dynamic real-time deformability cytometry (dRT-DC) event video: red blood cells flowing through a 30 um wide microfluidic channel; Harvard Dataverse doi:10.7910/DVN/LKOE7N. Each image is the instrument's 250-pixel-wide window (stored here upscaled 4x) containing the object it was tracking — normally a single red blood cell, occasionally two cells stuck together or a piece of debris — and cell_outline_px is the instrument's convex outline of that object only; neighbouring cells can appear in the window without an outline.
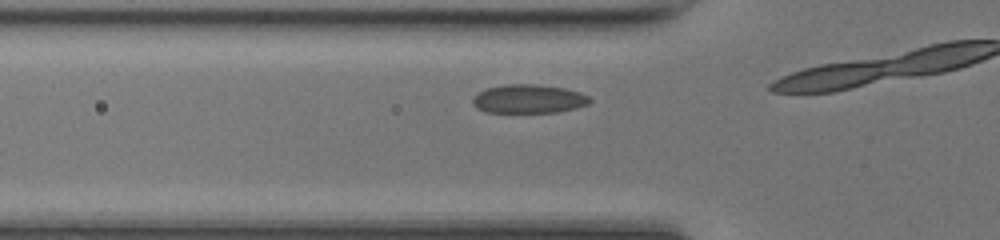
{"species": "common noctule bat (a hibernating species)", "species_latin": "Nyctalus noctula", "temperature_condition": "room temperature", "stored_images_in_passage": 5, "camera_frame_rate_fps": 3000, "um_per_image_px": 0.085, "animal": {"sex": "female", "body_mass_g": 17.0, "forearm_length_mm": 48.0}, "frame": {"image": 1, "passage_image": 3, "time_ms": 0.667, "image_size_px": [1000, 240], "cell_outline_px": [[592, 100], [588, 104], [576, 108], [556, 112], [484, 112], [476, 108], [472, 104], [472, 96], [476, 92], [488, 88], [504, 84], [536, 84], [564, 88], [580, 92], [588, 96]], "centroid_in_image_um": [44.89, 8.4], "position_along_channel_um": 80.9, "area_um2": 19.77}}